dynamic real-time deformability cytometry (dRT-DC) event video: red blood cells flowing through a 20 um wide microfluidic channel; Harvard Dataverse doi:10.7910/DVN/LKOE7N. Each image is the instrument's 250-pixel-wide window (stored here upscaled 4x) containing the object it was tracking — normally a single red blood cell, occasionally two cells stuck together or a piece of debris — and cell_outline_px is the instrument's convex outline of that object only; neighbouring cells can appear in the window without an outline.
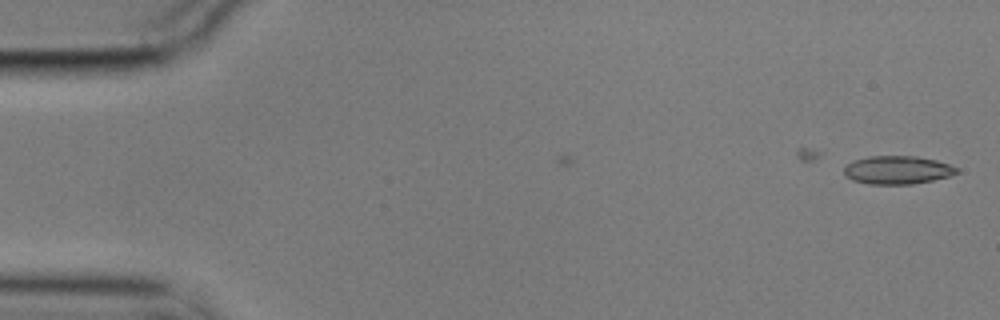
{"species": "common noctule bat (a hibernating species)", "species_latin": "Nyctalus noctula", "temperature_condition": "cold", "stored_images_in_passage": 6, "camera_frame_rate_fps": 3000, "um_per_image_px": 0.085, "animal": {"sex": "male", "body_mass_g": 17.9}, "frame": {"image": 1, "passage_image": 1, "time_ms": 0.0, "image_size_px": [1000, 320], "cell_outline_px": [[960, 172], [948, 176], [932, 180], [912, 184], [868, 184], [852, 180], [844, 172], [844, 168], [848, 164], [856, 160], [868, 156], [916, 156], [936, 160], [948, 164], [956, 168]], "centroid_in_image_um": [76.28, 14.45], "position_along_channel_um": 8.7, "area_um2": 18.32}}